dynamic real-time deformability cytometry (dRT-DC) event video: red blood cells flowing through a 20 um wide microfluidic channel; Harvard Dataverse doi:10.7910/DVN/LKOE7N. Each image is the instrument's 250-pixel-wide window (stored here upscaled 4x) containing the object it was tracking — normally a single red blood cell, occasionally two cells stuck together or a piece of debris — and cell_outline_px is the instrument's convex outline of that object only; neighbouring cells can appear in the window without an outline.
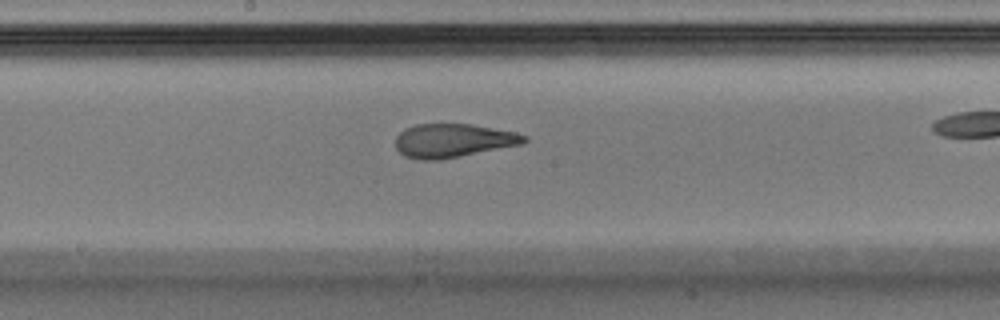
{"species": "Egyptian fruit bat (a non-hibernating species)", "species_latin": "Rousettus aegyptiacus", "temperature_condition": "warm", "stored_images_in_passage": 32, "camera_frame_rate_fps": 3000, "um_per_image_px": 0.085, "animal": {"sex": "male"}, "frame": {"image": 1, "passage_image": 19, "time_ms": 6.0, "image_size_px": [1000, 320], "cell_outline_px": [[528, 140], [520, 144], [440, 160], [420, 160], [404, 156], [396, 148], [396, 136], [404, 128], [416, 124], [472, 124], [516, 132], [528, 136]], "centroid_in_image_um": [38.49, 11.94], "position_along_channel_um": 209.7, "area_um2": 25.2}}